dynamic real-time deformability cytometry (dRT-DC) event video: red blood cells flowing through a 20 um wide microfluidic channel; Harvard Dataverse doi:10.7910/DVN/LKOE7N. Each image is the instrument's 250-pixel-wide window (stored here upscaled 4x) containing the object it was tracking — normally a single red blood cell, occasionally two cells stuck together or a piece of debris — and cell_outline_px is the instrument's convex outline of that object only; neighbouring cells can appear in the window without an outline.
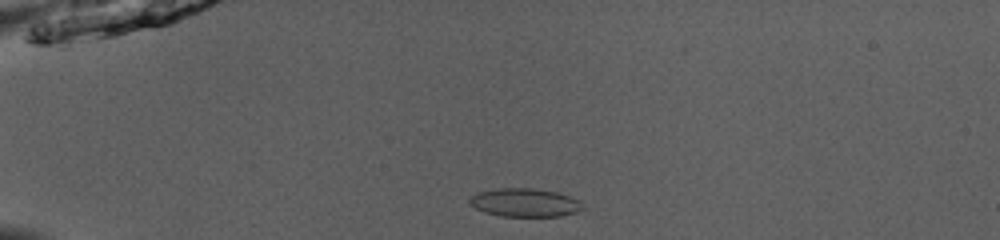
{"species": "common noctule bat (a hibernating species)", "species_latin": "Nyctalus noctula", "temperature_condition": "room temperature", "stored_images_in_passage": 39, "camera_frame_rate_fps": 3000, "um_per_image_px": 0.085, "animal": {"sex": "male", "body_mass_g": 13.0, "forearm_length_mm": 53.1}, "frame": {"image": 1, "passage_image": 1, "time_ms": 0.0, "image_size_px": [1000, 240], "cell_outline_px": [[584, 208], [576, 212], [560, 216], [500, 216], [484, 212], [476, 208], [468, 200], [476, 192], [496, 188], [532, 188], [556, 192], [580, 200]], "centroid_in_image_um": [44.6, 17.21], "position_along_channel_um": 40.4, "area_um2": 18.67}}
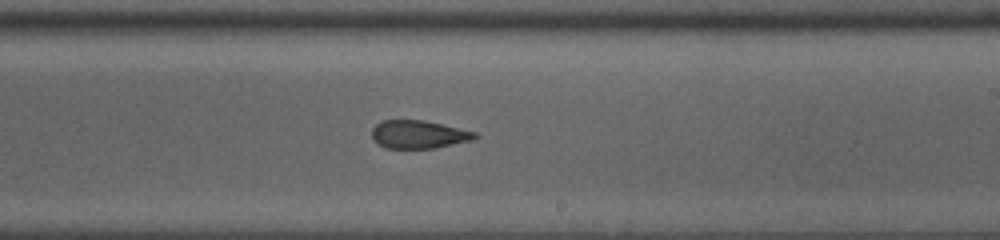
{"frame": {"image": 2, "passage_image": 20, "time_ms": 6.333, "image_size_px": [1000, 240], "cell_outline_px": [[480, 136], [472, 140], [436, 148], [388, 148], [380, 144], [372, 136], [372, 128], [376, 124], [384, 120], [424, 120], [476, 132]], "centroid_in_image_um": [35.62, 11.42], "position_along_channel_um": 253.4, "area_um2": 16.7}}
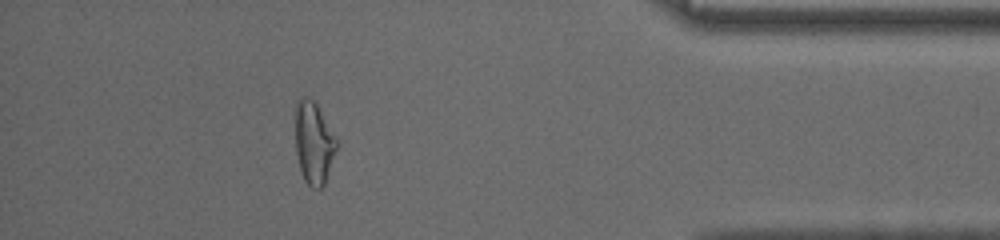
{"frame": {"image": 3, "passage_image": 34, "time_ms": 11.0, "image_size_px": [1000, 240], "cell_outline_px": [[340, 144], [324, 184], [320, 188], [312, 188], [304, 180], [300, 168], [296, 152], [292, 116], [296, 100], [300, 96], [304, 96], [316, 100], [340, 140]], "centroid_in_image_um": [26.67, 12.01], "position_along_channel_um": 408.5, "area_um2": 21.33}, "authors_computed_cell_mechanics": {"area_um2": 18.496, "velocity_mm_per_s": 4.0147, "shape_relaxation_time_tau1_ms": null, "shape_relaxation_time_tau2_ms": 1.387, "deformation_change_tau1": null, "deformation_change_tau2": 0.0815}}